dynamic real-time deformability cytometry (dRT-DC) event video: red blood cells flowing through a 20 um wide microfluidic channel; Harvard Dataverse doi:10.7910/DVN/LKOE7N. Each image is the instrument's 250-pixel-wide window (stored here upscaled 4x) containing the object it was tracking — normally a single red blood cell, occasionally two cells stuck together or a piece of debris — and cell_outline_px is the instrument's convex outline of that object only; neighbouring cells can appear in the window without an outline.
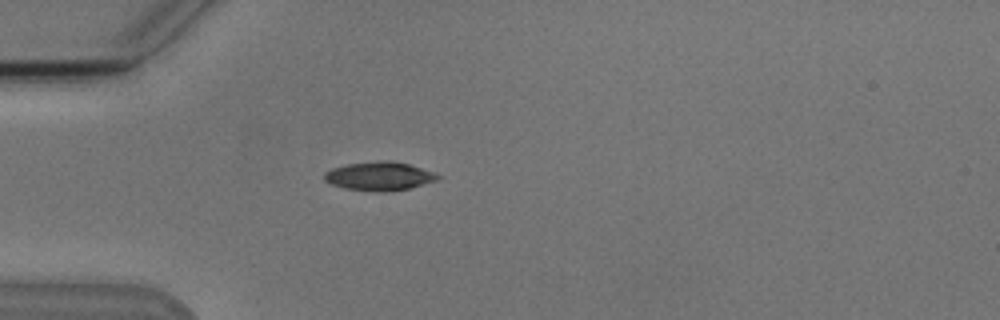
{"species": "Egyptian fruit bat (a non-hibernating species)", "species_latin": "Rousettus aegyptiacus", "temperature_condition": "cold", "stored_images_in_passage": 6, "camera_frame_rate_fps": 3000, "um_per_image_px": 0.085, "animal": {"sex": "male"}, "frame": {"image": 1, "passage_image": 5, "time_ms": 4.667, "image_size_px": [1000, 320], "cell_outline_px": [[440, 180], [408, 188], [380, 192], [376, 192], [344, 188], [332, 184], [324, 180], [324, 172], [332, 168], [348, 164], [380, 160], [388, 160], [408, 164], [436, 172], [440, 176]], "centroid_in_image_um": [32.26, 14.97], "position_along_channel_um": 52.7, "area_um2": 18.96}}